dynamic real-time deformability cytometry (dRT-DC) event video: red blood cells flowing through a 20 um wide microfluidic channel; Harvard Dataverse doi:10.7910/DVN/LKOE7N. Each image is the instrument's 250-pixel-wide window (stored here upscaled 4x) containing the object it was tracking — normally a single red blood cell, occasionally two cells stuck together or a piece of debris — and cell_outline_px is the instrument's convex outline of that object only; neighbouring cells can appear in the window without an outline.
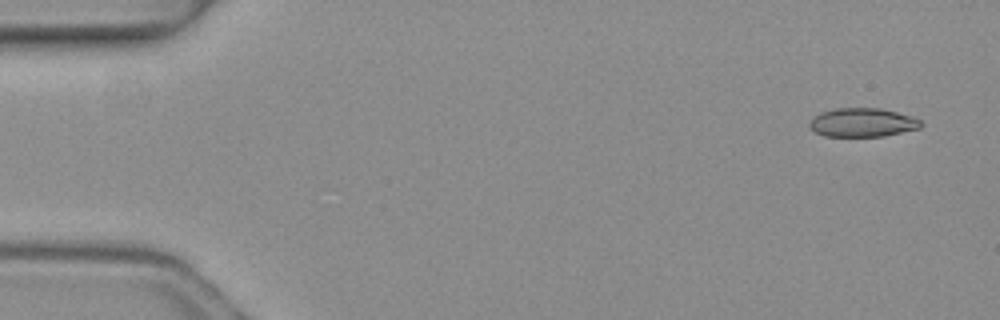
{"species": "common noctule bat (a hibernating species)", "species_latin": "Nyctalus noctula", "temperature_condition": "warm", "stored_images_in_passage": 4, "camera_frame_rate_fps": 3000, "um_per_image_px": 0.085, "animal": {"sex": "female", "body_mass_g": 19.3, "forearm_length_mm": 54.1}, "frame": {"image": 1, "passage_image": 1, "time_ms": 0.0, "image_size_px": [1000, 320], "cell_outline_px": [[924, 124], [920, 128], [884, 136], [824, 136], [816, 132], [808, 124], [812, 116], [820, 112], [836, 108], [880, 108], [912, 116], [920, 120]], "centroid_in_image_um": [73.3, 10.4], "position_along_channel_um": 11.7, "area_um2": 18.73}}